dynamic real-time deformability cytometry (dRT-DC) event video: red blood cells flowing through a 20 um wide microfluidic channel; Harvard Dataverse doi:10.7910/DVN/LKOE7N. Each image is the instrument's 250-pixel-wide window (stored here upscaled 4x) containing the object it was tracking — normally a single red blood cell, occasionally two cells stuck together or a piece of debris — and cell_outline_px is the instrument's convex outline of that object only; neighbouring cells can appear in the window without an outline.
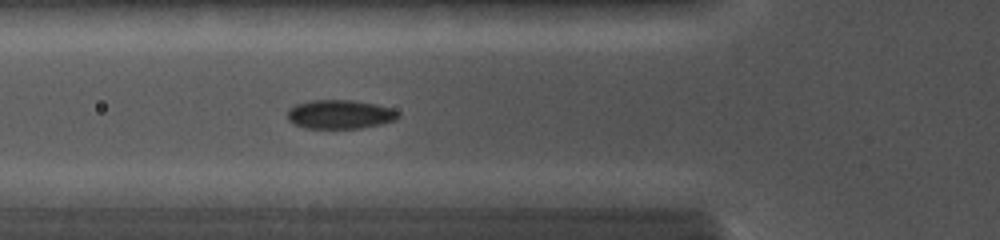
{"species": "common noctule bat (a hibernating species)", "species_latin": "Nyctalus noctula", "temperature_condition": "cold", "stored_images_in_passage": 5, "camera_frame_rate_fps": 5000, "um_per_image_px": 0.085, "animal": {"sex": "female", "body_mass_g": 19.0, "forearm_length_mm": 56.7}, "frame": {"image": 1, "passage_image": 5, "time_ms": 4.6, "image_size_px": [1000, 240], "cell_outline_px": [[400, 116], [396, 120], [380, 124], [360, 128], [304, 128], [292, 124], [288, 120], [288, 108], [296, 104], [312, 100], [352, 100], [376, 104], [392, 108], [400, 112]], "centroid_in_image_um": [28.9, 9.72], "position_along_channel_um": 96.9, "area_um2": 18.84}}